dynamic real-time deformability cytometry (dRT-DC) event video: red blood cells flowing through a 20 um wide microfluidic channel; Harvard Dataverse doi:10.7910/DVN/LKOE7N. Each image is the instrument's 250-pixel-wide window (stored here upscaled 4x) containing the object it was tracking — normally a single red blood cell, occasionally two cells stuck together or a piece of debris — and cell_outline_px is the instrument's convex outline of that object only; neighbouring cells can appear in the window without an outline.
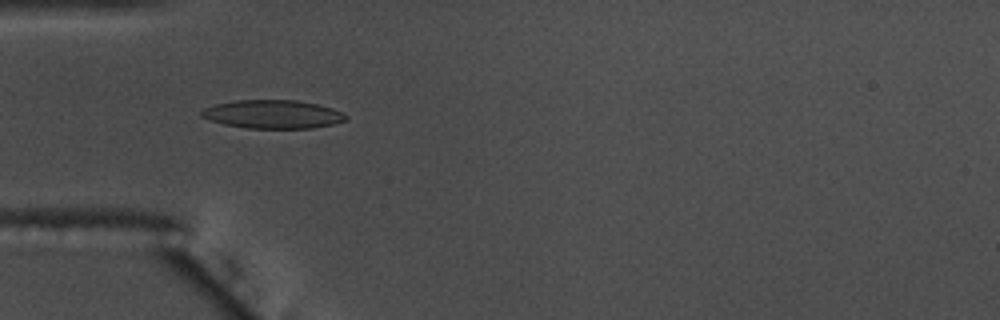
{"species": "common noctule bat (a hibernating species)", "species_latin": "Nyctalus noctula", "temperature_condition": "warm", "stored_images_in_passage": 22, "camera_frame_rate_fps": 3000, "um_per_image_px": 0.085, "animal": {"sex": "male", "body_mass_g": 17.5, "forearm_length_mm": 52.3}, "frame": {"image": 1, "passage_image": 3, "time_ms": 0.667, "image_size_px": [1000, 320], "cell_outline_px": [[348, 120], [332, 124], [312, 128], [248, 128], [224, 124], [208, 120], [200, 116], [200, 112], [204, 108], [216, 104], [236, 100], [296, 100], [316, 104], [332, 108], [348, 116]], "centroid_in_image_um": [23.17, 9.71], "position_along_channel_um": 61.8, "area_um2": 23.87}}